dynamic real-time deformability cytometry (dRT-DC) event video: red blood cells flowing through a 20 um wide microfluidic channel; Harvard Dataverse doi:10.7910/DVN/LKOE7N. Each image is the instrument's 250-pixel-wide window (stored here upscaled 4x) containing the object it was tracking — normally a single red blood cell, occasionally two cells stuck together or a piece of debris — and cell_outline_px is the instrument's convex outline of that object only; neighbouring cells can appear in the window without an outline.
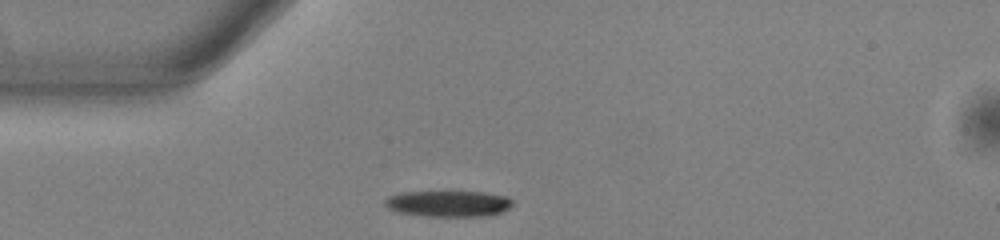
{"species": "common noctule bat (a hibernating species)", "species_latin": "Nyctalus noctula", "temperature_condition": "warm", "stored_images_in_passage": 40, "camera_frame_rate_fps": 3000, "um_per_image_px": 0.085, "animal": {"sex": "male", "body_mass_g": 13.0, "forearm_length_mm": 53.1}, "frame": {"image": 1, "passage_image": 1, "time_ms": 0.0, "image_size_px": [1000, 240], "cell_outline_px": [[512, 204], [508, 208], [500, 212], [488, 216], [424, 216], [400, 212], [388, 208], [384, 204], [384, 200], [388, 196], [404, 192], [480, 192], [508, 196], [512, 200]], "centroid_in_image_um": [38.11, 17.31], "position_along_channel_um": 46.9, "area_um2": 19.25}}
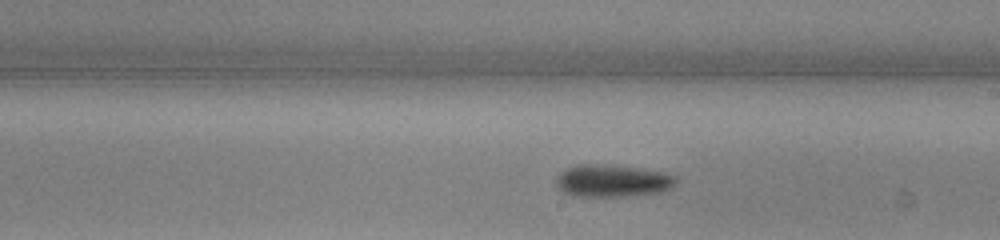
{"frame": {"image": 2, "passage_image": 17, "time_ms": 5.333, "image_size_px": [1000, 240], "cell_outline_px": [[676, 184], [672, 188], [660, 192], [624, 196], [572, 196], [564, 192], [556, 184], [556, 176], [560, 172], [576, 164], [596, 164], [640, 168], [660, 172], [676, 176]], "centroid_in_image_um": [52.04, 15.37], "position_along_channel_um": 237.0, "area_um2": 22.43}}
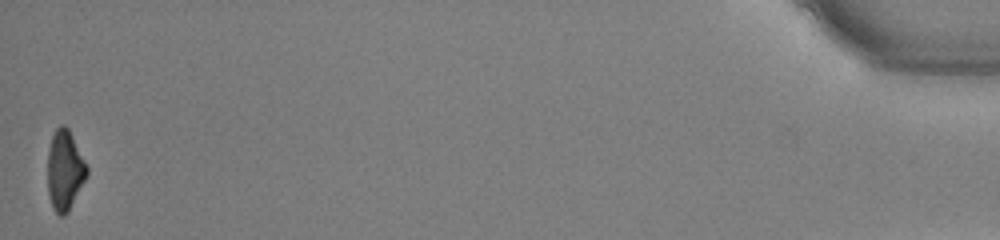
{"frame": {"image": 3, "passage_image": 40, "time_ms": 13.0, "image_size_px": [1000, 240], "cell_outline_px": [[88, 176], [68, 212], [64, 216], [60, 216], [52, 208], [48, 192], [48, 152], [52, 136], [56, 128], [60, 124], [64, 124], [68, 128], [88, 168]], "centroid_in_image_um": [5.51, 14.5], "position_along_channel_um": 429.7, "area_um2": 18.26}, "authors_computed_cell_mechanics": {"area_um2": 20.808, "velocity_mm_per_s": 3.8466, "shape_relaxation_time_tau1_ms": 3.2836, "shape_relaxation_time_tau2_ms": null, "deformation_change_tau1": 0.1365, "deformation_change_tau2": null}}